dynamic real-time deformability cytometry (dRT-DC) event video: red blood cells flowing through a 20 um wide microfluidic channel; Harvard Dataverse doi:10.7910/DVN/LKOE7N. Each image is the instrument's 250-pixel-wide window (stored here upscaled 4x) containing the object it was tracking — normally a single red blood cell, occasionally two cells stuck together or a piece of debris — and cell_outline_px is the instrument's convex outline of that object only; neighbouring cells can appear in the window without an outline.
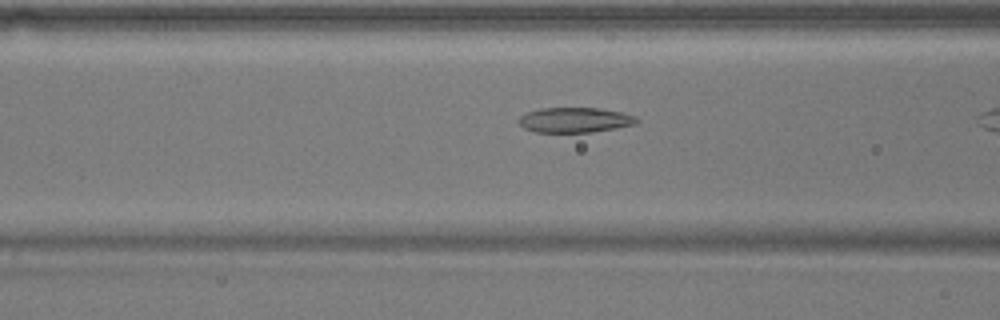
{"species": "common noctule bat (a hibernating species)", "species_latin": "Nyctalus noctula", "temperature_condition": "warm", "stored_images_in_passage": 22, "camera_frame_rate_fps": 3000, "um_per_image_px": 0.085, "animal": {"sex": "male", "body_mass_g": 17.9}, "frame": {"image": 1, "passage_image": 16, "time_ms": 5.0, "image_size_px": [1000, 320], "cell_outline_px": [[640, 120], [636, 124], [616, 128], [592, 132], [532, 132], [524, 128], [520, 124], [520, 116], [524, 112], [540, 108], [600, 108], [620, 112], [636, 116]], "centroid_in_image_um": [48.86, 10.2], "position_along_channel_um": 117.7, "area_um2": 17.34}}